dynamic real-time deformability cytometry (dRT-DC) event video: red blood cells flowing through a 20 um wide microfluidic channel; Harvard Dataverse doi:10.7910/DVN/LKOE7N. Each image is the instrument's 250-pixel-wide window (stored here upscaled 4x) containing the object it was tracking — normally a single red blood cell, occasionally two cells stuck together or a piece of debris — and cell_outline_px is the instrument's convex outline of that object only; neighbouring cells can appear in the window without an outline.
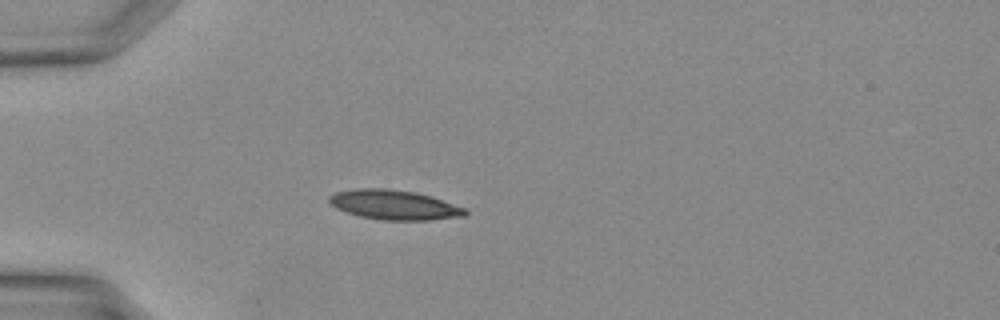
{"species": "Egyptian fruit bat (a non-hibernating species)", "species_latin": "Rousettus aegyptiacus", "temperature_condition": "warm", "stored_images_in_passage": 27, "camera_frame_rate_fps": 3000, "um_per_image_px": 0.085, "animal": {"sex": "female"}, "frame": {"image": 1, "passage_image": 1, "time_ms": 0.0, "image_size_px": [1000, 320], "cell_outline_px": [[468, 212], [464, 216], [428, 220], [384, 220], [360, 216], [336, 208], [328, 200], [328, 196], [336, 192], [356, 188], [388, 188], [416, 192], [432, 196], [464, 208]], "centroid_in_image_um": [33.5, 17.4], "position_along_channel_um": 51.5, "area_um2": 23.41}}
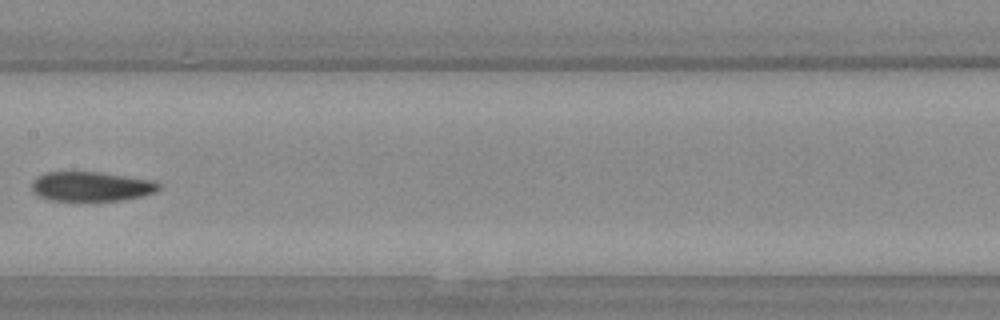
{"frame": {"image": 2, "passage_image": 10, "time_ms": 3.0, "image_size_px": [1000, 320], "cell_outline_px": [[160, 188], [156, 192], [140, 196], [120, 200], [92, 204], [72, 204], [48, 200], [32, 192], [32, 180], [48, 172], [96, 172], [152, 180], [160, 184]], "centroid_in_image_um": [7.7, 15.92], "position_along_channel_um": 199.7, "area_um2": 22.83}}
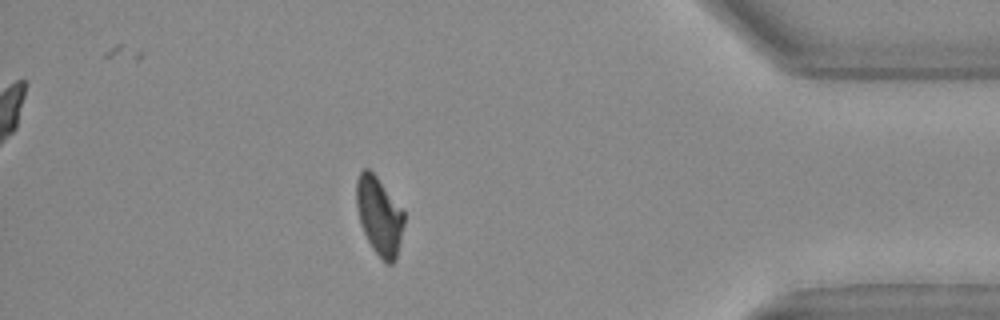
{"frame": {"image": 3, "passage_image": 23, "time_ms": 7.333, "image_size_px": [1000, 320], "cell_outline_px": [[404, 224], [396, 260], [392, 264], [384, 264], [372, 248], [360, 224], [356, 204], [356, 180], [360, 172], [364, 168], [368, 168], [376, 176], [404, 212]], "centroid_in_image_um": [32.23, 18.39], "position_along_channel_um": 403.0, "area_um2": 21.62}}